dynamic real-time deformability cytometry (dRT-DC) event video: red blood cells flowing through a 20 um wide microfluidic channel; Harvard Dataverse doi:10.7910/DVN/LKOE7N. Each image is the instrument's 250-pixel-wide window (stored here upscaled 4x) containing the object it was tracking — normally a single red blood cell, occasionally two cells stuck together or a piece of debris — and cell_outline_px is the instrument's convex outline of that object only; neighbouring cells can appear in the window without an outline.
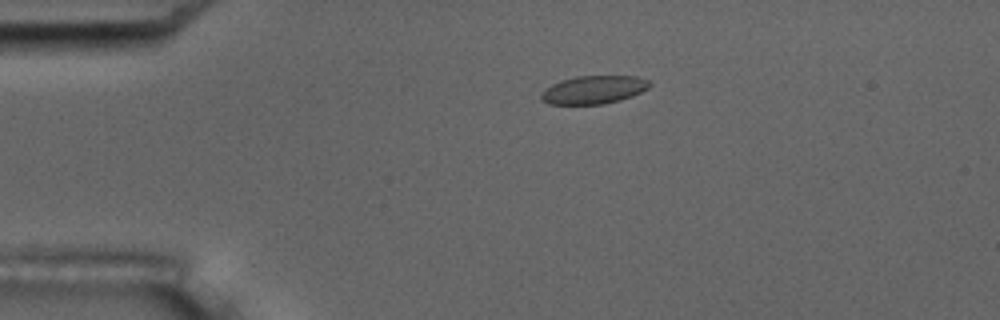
{"species": "common noctule bat (a hibernating species)", "species_latin": "Nyctalus noctula", "temperature_condition": "room temperature", "stored_images_in_passage": 4, "camera_frame_rate_fps": 3000, "um_per_image_px": 0.085, "animal": {"sex": "male", "body_mass_g": 17.5, "forearm_length_mm": 52.3}, "frame": {"image": 1, "passage_image": 3, "time_ms": 2.333, "image_size_px": [1000, 320], "cell_outline_px": [[652, 84], [648, 88], [632, 96], [620, 100], [604, 104], [548, 104], [540, 100], [540, 92], [552, 84], [560, 80], [576, 76], [636, 76], [648, 80]], "centroid_in_image_um": [50.43, 7.63], "position_along_channel_um": 34.6, "area_um2": 17.92}}